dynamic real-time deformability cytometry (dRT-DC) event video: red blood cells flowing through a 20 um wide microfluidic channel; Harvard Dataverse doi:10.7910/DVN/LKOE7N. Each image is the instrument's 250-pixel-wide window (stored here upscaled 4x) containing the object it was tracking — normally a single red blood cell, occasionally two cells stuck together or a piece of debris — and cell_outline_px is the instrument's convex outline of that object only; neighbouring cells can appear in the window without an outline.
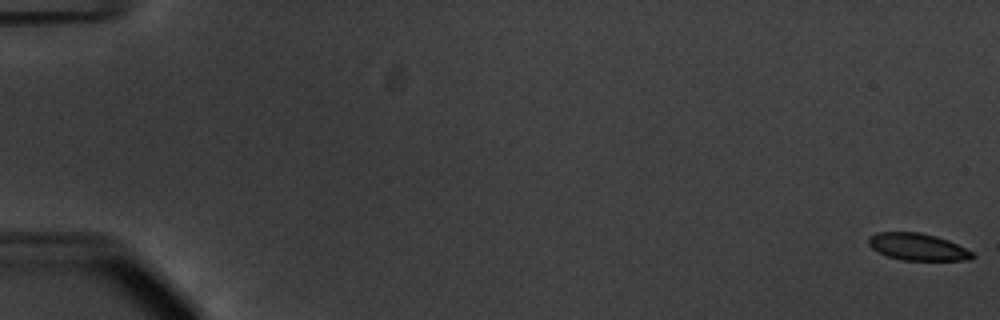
{"species": "common noctule bat (a hibernating species)", "species_latin": "Nyctalus noctula", "temperature_condition": "warm", "stored_images_in_passage": 56, "camera_frame_rate_fps": 3000, "um_per_image_px": 0.085, "animal": {"sex": "male", "body_mass_g": 20.1, "forearm_length_mm": 53.5}, "frame": {"image": 1, "passage_image": 1, "time_ms": 0.0, "image_size_px": [1000, 320], "cell_outline_px": [[976, 256], [968, 260], [904, 260], [888, 256], [872, 248], [868, 244], [868, 240], [876, 232], [920, 232], [936, 236], [948, 240], [972, 252]], "centroid_in_image_um": [78.01, 20.98], "position_along_channel_um": 7.0, "area_um2": 16.13}}
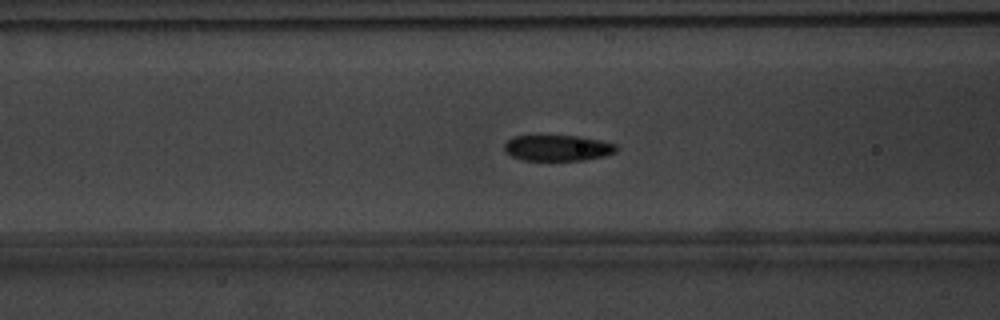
{"frame": {"image": 2, "passage_image": 24, "time_ms": 7.667, "image_size_px": [1000, 320], "cell_outline_px": [[620, 148], [616, 152], [604, 156], [584, 160], [524, 160], [512, 156], [504, 152], [504, 144], [512, 136], [580, 136], [600, 140], [616, 144]], "centroid_in_image_um": [47.42, 12.57], "position_along_channel_um": 119.2, "area_um2": 16.99}}
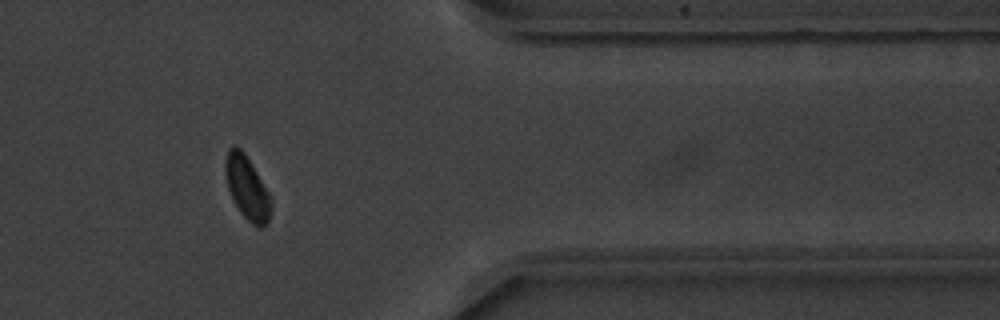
{"frame": {"image": 3, "passage_image": 47, "time_ms": 15.333, "image_size_px": [1000, 320], "cell_outline_px": [[272, 208], [268, 220], [260, 228], [256, 228], [240, 212], [228, 188], [224, 172], [224, 164], [228, 148], [240, 148], [244, 152], [252, 164], [272, 196]], "centroid_in_image_um": [21.02, 15.97], "position_along_channel_um": 390.4, "area_um2": 16.88}, "authors_computed_cell_mechanics": {"area_um2": 17.7446, "velocity_mm_per_s": 3.7293, "shape_relaxation_time_tau1_ms": 3.2744, "shape_relaxation_time_tau2_ms": null, "deformation_change_tau1": 0.0857, "deformation_change_tau2": null}}